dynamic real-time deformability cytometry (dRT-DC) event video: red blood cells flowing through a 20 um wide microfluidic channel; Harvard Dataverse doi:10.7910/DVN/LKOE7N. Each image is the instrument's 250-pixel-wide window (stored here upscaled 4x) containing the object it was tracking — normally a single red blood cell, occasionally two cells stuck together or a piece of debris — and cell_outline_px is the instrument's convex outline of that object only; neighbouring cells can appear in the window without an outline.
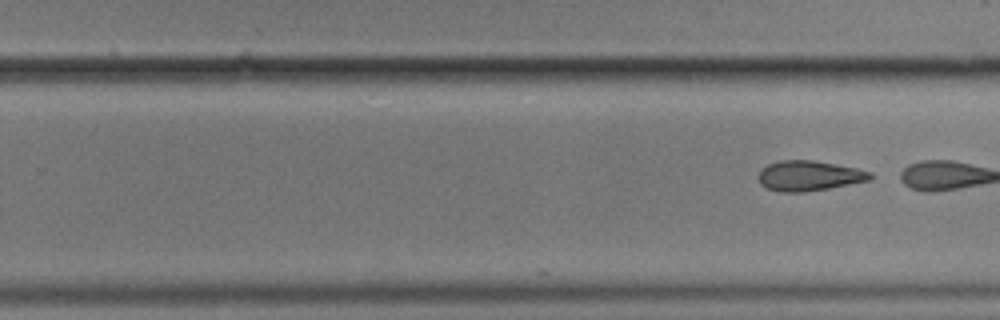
{"species": "common noctule bat (a hibernating species)", "species_latin": "Nyctalus noctula", "temperature_condition": "cold", "stored_images_in_passage": 27, "camera_frame_rate_fps": 3000, "um_per_image_px": 0.085, "animal": {"sex": "male", "body_mass_g": 17.9}, "frame": {"image": 1, "passage_image": 27, "time_ms": 8.667, "image_size_px": [1000, 320], "cell_outline_px": [[872, 176], [868, 180], [828, 188], [804, 192], [780, 192], [768, 188], [760, 184], [760, 168], [768, 164], [780, 160], [816, 160], [856, 168], [872, 172]], "centroid_in_image_um": [68.75, 14.93], "position_along_channel_um": 261.1, "area_um2": 19.48}}